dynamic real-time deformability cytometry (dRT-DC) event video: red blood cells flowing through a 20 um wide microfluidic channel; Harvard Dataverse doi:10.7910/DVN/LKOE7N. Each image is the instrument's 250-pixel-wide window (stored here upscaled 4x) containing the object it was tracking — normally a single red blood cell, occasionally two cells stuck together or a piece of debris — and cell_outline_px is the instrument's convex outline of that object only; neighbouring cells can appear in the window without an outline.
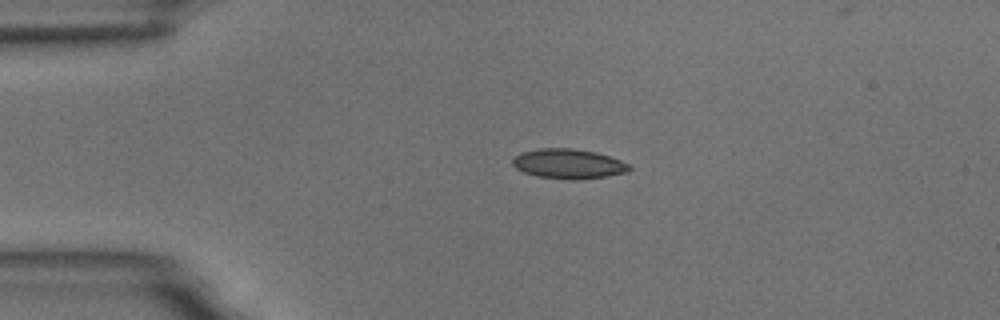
{"species": "common noctule bat (a hibernating species)", "species_latin": "Nyctalus noctula", "temperature_condition": "room temperature", "stored_images_in_passage": 44, "camera_frame_rate_fps": 3000, "um_per_image_px": 0.085, "animal": {"sex": "male", "body_mass_g": 18.8}, "frame": {"image": 1, "passage_image": 1, "time_ms": 0.0, "image_size_px": [1000, 320], "cell_outline_px": [[632, 168], [624, 172], [604, 176], [536, 176], [524, 172], [516, 168], [512, 164], [512, 160], [520, 152], [540, 148], [572, 148], [596, 152], [632, 164]], "centroid_in_image_um": [48.29, 13.85], "position_along_channel_um": 36.7, "area_um2": 19.13}}
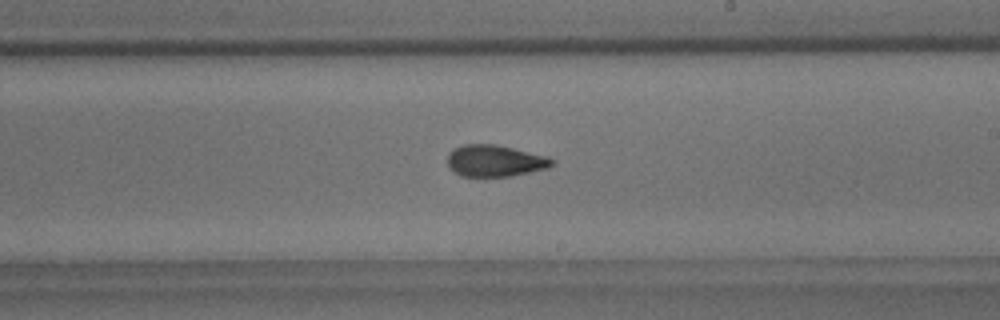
{"frame": {"image": 2, "passage_image": 21, "time_ms": 6.667, "image_size_px": [1000, 320], "cell_outline_px": [[556, 164], [548, 168], [512, 176], [460, 176], [448, 168], [448, 152], [464, 144], [496, 144], [548, 156]], "centroid_in_image_um": [42.07, 13.67], "position_along_channel_um": 246.9, "area_um2": 19.36}}
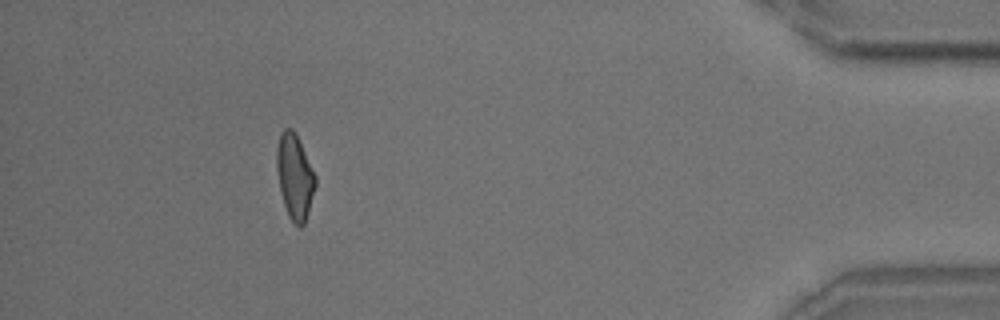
{"frame": {"image": 3, "passage_image": 39, "time_ms": 12.667, "image_size_px": [1000, 320], "cell_outline_px": [[316, 184], [308, 212], [304, 224], [300, 228], [288, 216], [280, 192], [276, 168], [276, 148], [280, 132], [284, 128], [292, 128], [296, 132], [316, 176]], "centroid_in_image_um": [25.04, 14.97], "position_along_channel_um": 410.2, "area_um2": 19.31}, "authors_computed_cell_mechanics": {"area_um2": 19.3052, "velocity_mm_per_s": 3.6613, "shape_relaxation_time_tau1_ms": 5.1113, "shape_relaxation_time_tau2_ms": 1.6705, "deformation_change_tau1": 0.1459, "deformation_change_tau2": 0.0707}}